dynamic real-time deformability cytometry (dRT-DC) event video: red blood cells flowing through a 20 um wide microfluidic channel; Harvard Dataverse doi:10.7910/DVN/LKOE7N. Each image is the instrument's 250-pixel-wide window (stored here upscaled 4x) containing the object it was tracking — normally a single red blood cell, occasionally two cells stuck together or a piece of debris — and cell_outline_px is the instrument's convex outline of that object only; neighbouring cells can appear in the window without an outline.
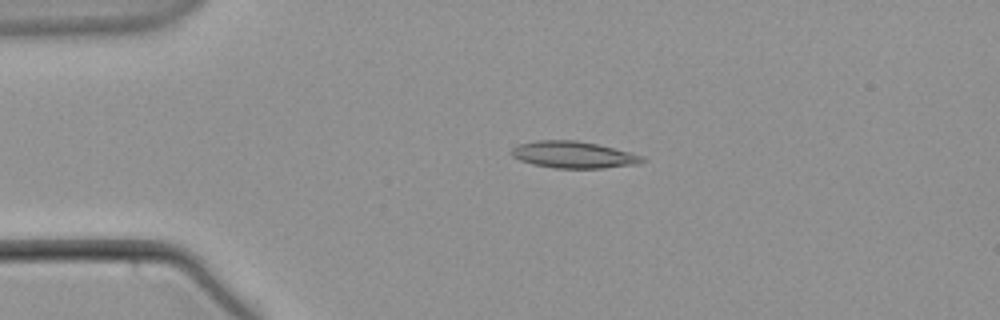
{"species": "common noctule bat (a hibernating species)", "species_latin": "Nyctalus noctula", "temperature_condition": "warm", "stored_images_in_passage": 57, "camera_frame_rate_fps": 3000, "um_per_image_px": 0.085, "animal": {"sex": "male", "body_mass_g": 21.5, "forearm_length_mm": 52.0}, "frame": {"image": 1, "passage_image": 13, "time_ms": 4.0, "image_size_px": [1000, 320], "cell_outline_px": [[648, 160], [636, 164], [604, 168], [552, 168], [532, 164], [520, 160], [512, 156], [508, 152], [512, 148], [520, 144], [536, 140], [576, 140], [596, 144], [644, 156]], "centroid_in_image_um": [48.71, 13.16], "position_along_channel_um": 36.3, "area_um2": 20.4}}
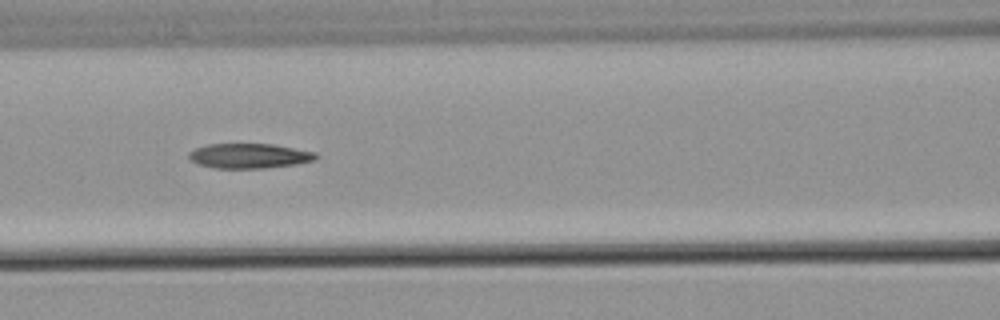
{"frame": {"image": 2, "passage_image": 25, "time_ms": 8.0, "image_size_px": [1000, 320], "cell_outline_px": [[320, 156], [316, 160], [296, 164], [264, 168], [216, 168], [196, 164], [188, 156], [188, 152], [196, 148], [208, 144], [272, 144], [316, 152]], "centroid_in_image_um": [21.21, 13.25], "position_along_channel_um": 145.4, "area_um2": 18.44}}
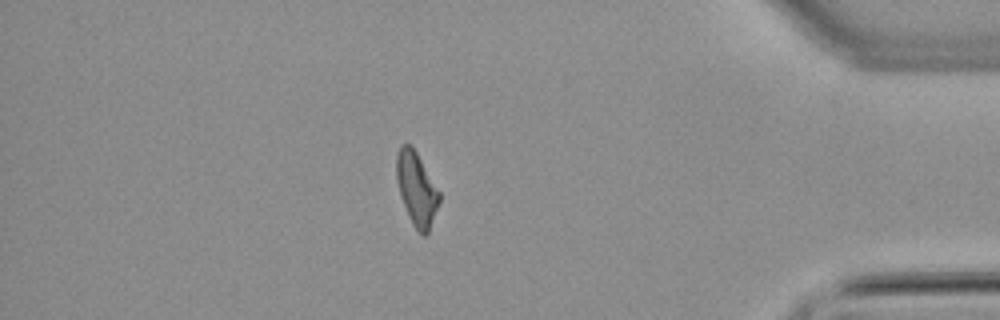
{"frame": {"image": 3, "passage_image": 49, "time_ms": 16.0, "image_size_px": [1000, 320], "cell_outline_px": [[440, 200], [428, 232], [424, 236], [420, 236], [416, 232], [408, 216], [400, 196], [396, 180], [396, 156], [400, 144], [408, 144], [416, 152], [440, 192]], "centroid_in_image_um": [35.39, 16.09], "position_along_channel_um": 399.8, "area_um2": 18.32}}